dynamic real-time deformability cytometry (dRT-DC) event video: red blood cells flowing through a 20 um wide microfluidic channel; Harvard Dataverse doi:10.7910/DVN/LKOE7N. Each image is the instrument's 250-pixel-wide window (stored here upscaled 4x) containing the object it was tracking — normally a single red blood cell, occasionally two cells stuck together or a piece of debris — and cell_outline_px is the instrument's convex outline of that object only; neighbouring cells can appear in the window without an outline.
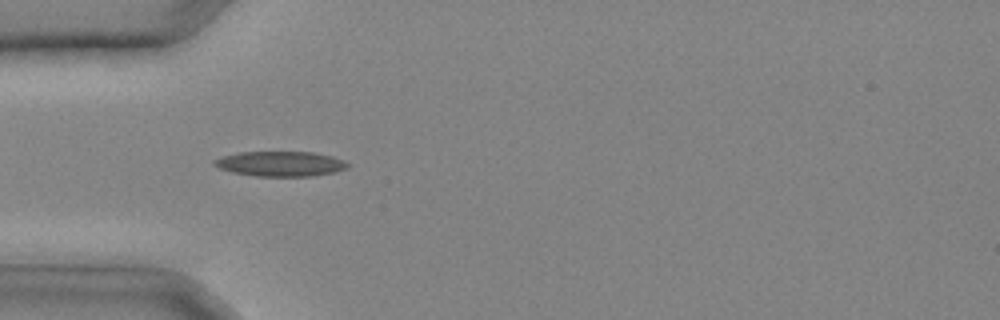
{"species": "common noctule bat (a hibernating species)", "species_latin": "Nyctalus noctula", "temperature_condition": "cold", "stored_images_in_passage": 25, "camera_frame_rate_fps": 3000, "um_per_image_px": 0.085, "animal": {"sex": "male", "body_mass_g": 20.4}, "frame": {"image": 1, "passage_image": 3, "time_ms": 0.667, "image_size_px": [1000, 320], "cell_outline_px": [[348, 168], [336, 172], [312, 176], [256, 176], [232, 172], [220, 168], [212, 164], [212, 160], [224, 156], [240, 152], [312, 152], [332, 156], [344, 160], [348, 164]], "centroid_in_image_um": [23.85, 13.92], "position_along_channel_um": 61.1, "area_um2": 19.42}}
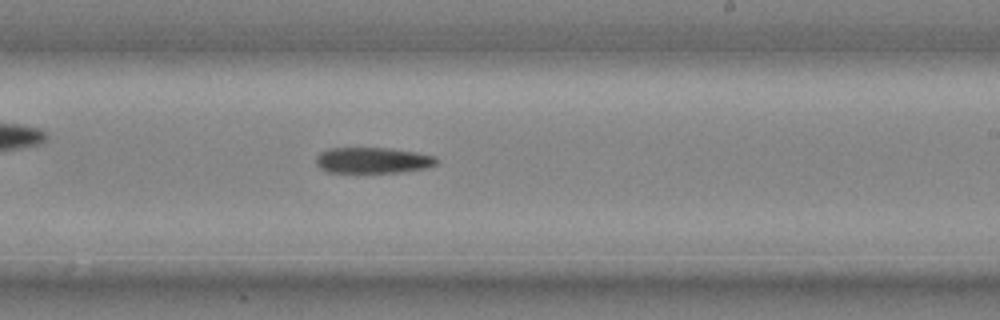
{"frame": {"image": 2, "passage_image": 13, "time_ms": 4.0, "image_size_px": [1000, 320], "cell_outline_px": [[436, 164], [424, 168], [404, 172], [324, 172], [316, 164], [316, 156], [320, 152], [328, 148], [388, 148], [416, 152], [436, 156]], "centroid_in_image_um": [31.64, 13.62], "position_along_channel_um": 257.4, "area_um2": 18.21}}
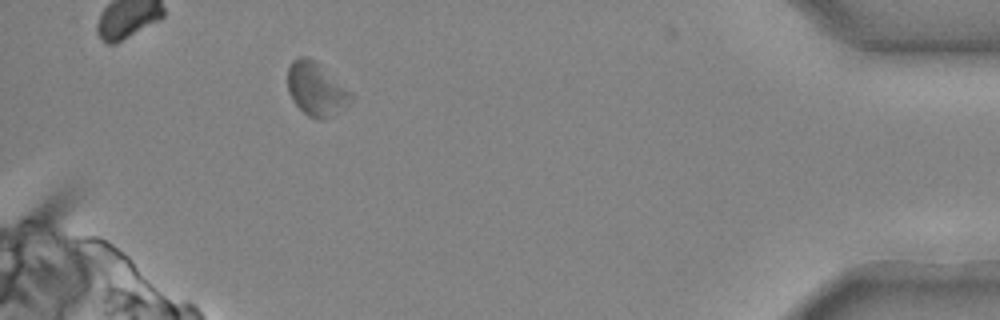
{"frame": {"image": 3, "passage_image": 23, "time_ms": 7.333, "image_size_px": [1000, 320], "cell_outline_px": [[352, 100], [348, 104], [320, 120], [316, 120], [308, 116], [292, 100], [288, 92], [288, 68], [292, 60], [300, 56], [308, 56], [352, 92]], "centroid_in_image_um": [26.83, 7.56], "position_along_channel_um": 408.4, "area_um2": 19.19}}